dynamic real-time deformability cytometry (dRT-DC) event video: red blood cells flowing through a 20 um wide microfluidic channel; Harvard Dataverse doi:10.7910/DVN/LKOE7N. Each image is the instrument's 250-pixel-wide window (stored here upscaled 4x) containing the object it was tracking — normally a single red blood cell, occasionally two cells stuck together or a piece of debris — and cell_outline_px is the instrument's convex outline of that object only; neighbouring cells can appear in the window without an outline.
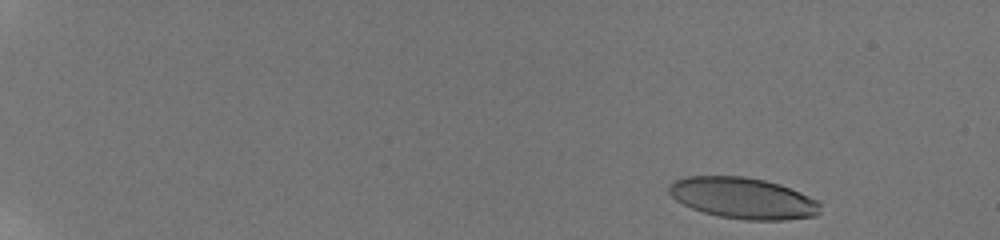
{"species": "human", "species_latin": "Homo sapiens", "temperature_condition": "room temperature", "stored_images_in_passage": 52, "camera_frame_rate_fps": 3000, "um_per_image_px": 0.085, "donor": {"sex": "male"}, "frame": {"image": 1, "passage_image": 1, "time_ms": 0.0, "image_size_px": [1000, 240], "cell_outline_px": [[820, 212], [816, 216], [788, 220], [744, 220], [720, 216], [704, 212], [692, 208], [676, 200], [668, 192], [668, 184], [684, 176], [744, 176], [764, 180], [780, 184], [800, 192], [816, 200], [820, 204]], "centroid_in_image_um": [63.16, 16.84], "position_along_channel_um": 21.8, "area_um2": 36.36}}
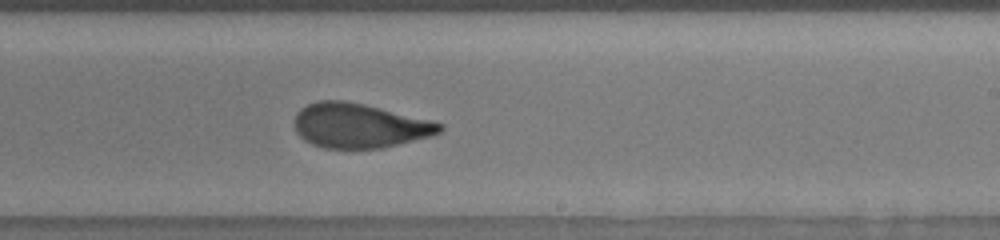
{"frame": {"image": 2, "passage_image": 33, "time_ms": 10.667, "image_size_px": [1000, 240], "cell_outline_px": [[444, 128], [440, 132], [432, 136], [384, 148], [324, 148], [312, 144], [304, 140], [296, 132], [296, 112], [300, 108], [316, 100], [344, 100], [364, 104], [432, 120], [444, 124]], "centroid_in_image_um": [30.57, 10.68], "position_along_channel_um": 258.4, "area_um2": 37.86}}
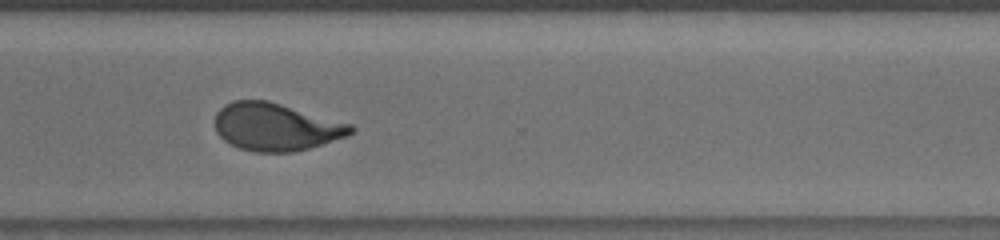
{"frame": {"image": 3, "passage_image": 40, "time_ms": 13.0, "image_size_px": [1000, 240], "cell_outline_px": [[356, 128], [348, 136], [308, 148], [292, 152], [256, 152], [240, 148], [224, 140], [216, 132], [216, 112], [224, 104], [232, 100], [268, 100], [352, 124]], "centroid_in_image_um": [23.45, 10.77], "position_along_channel_um": 347.2, "area_um2": 37.63}, "authors_computed_cell_mechanics": {"area_um2": 37.8012, "velocity_mm_per_s": 3.8077, "shape_relaxation_time_tau1_ms": 6.5336, "shape_relaxation_time_tau2_ms": 1.3225, "deformation_change_tau1": 0.2157, "deformation_change_tau2": 0.086}}